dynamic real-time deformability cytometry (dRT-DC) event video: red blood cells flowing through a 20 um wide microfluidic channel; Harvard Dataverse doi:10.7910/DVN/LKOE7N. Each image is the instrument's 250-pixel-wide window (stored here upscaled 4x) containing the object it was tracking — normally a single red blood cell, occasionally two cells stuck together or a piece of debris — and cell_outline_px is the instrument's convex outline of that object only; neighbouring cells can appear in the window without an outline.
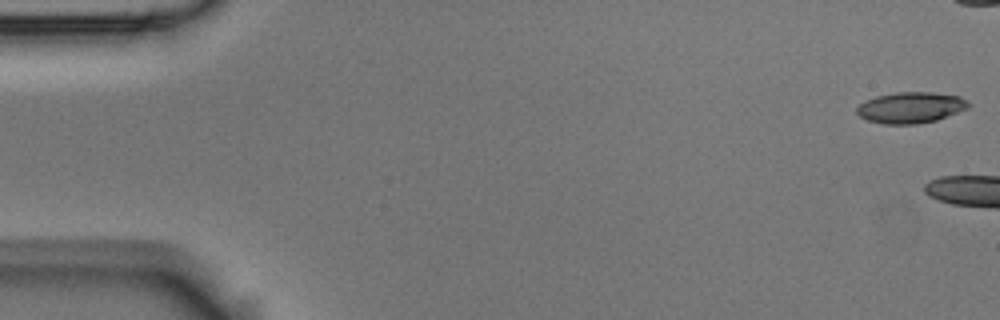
{"species": "Egyptian fruit bat (a non-hibernating species)", "species_latin": "Rousettus aegyptiacus", "temperature_condition": "room temperature", "stored_images_in_passage": 7, "camera_frame_rate_fps": 3000, "um_per_image_px": 0.085, "animal": {"sex": "male"}, "frame": {"image": 1, "passage_image": 1, "time_ms": 0.0, "image_size_px": [1000, 320], "cell_outline_px": [[972, 104], [968, 108], [936, 120], [916, 124], [884, 124], [868, 120], [860, 116], [856, 112], [856, 108], [864, 100], [876, 96], [896, 92], [932, 92], [960, 96], [968, 100]], "centroid_in_image_um": [77.42, 9.13], "position_along_channel_um": 7.6, "area_um2": 20.29}}